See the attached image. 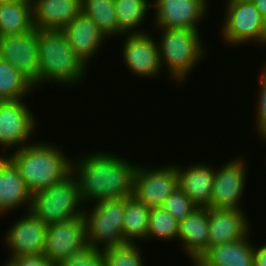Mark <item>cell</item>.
<instances>
[{
    "mask_svg": "<svg viewBox=\"0 0 266 266\" xmlns=\"http://www.w3.org/2000/svg\"><path fill=\"white\" fill-rule=\"evenodd\" d=\"M149 213L150 209L134 196L125 198L122 228L124 243H136L137 239H147Z\"/></svg>",
    "mask_w": 266,
    "mask_h": 266,
    "instance_id": "obj_24",
    "label": "cell"
},
{
    "mask_svg": "<svg viewBox=\"0 0 266 266\" xmlns=\"http://www.w3.org/2000/svg\"><path fill=\"white\" fill-rule=\"evenodd\" d=\"M25 215L21 216L5 235L4 243L11 252L7 262L17 256L44 254L48 226L30 211Z\"/></svg>",
    "mask_w": 266,
    "mask_h": 266,
    "instance_id": "obj_15",
    "label": "cell"
},
{
    "mask_svg": "<svg viewBox=\"0 0 266 266\" xmlns=\"http://www.w3.org/2000/svg\"><path fill=\"white\" fill-rule=\"evenodd\" d=\"M246 237L210 247L193 266H254V245Z\"/></svg>",
    "mask_w": 266,
    "mask_h": 266,
    "instance_id": "obj_22",
    "label": "cell"
},
{
    "mask_svg": "<svg viewBox=\"0 0 266 266\" xmlns=\"http://www.w3.org/2000/svg\"><path fill=\"white\" fill-rule=\"evenodd\" d=\"M208 249L246 237L250 223L242 209L208 208Z\"/></svg>",
    "mask_w": 266,
    "mask_h": 266,
    "instance_id": "obj_16",
    "label": "cell"
},
{
    "mask_svg": "<svg viewBox=\"0 0 266 266\" xmlns=\"http://www.w3.org/2000/svg\"><path fill=\"white\" fill-rule=\"evenodd\" d=\"M246 161L242 157L231 160L222 168H215L210 208L242 209L246 179Z\"/></svg>",
    "mask_w": 266,
    "mask_h": 266,
    "instance_id": "obj_11",
    "label": "cell"
},
{
    "mask_svg": "<svg viewBox=\"0 0 266 266\" xmlns=\"http://www.w3.org/2000/svg\"><path fill=\"white\" fill-rule=\"evenodd\" d=\"M3 266H58L44 254L23 255L11 258Z\"/></svg>",
    "mask_w": 266,
    "mask_h": 266,
    "instance_id": "obj_33",
    "label": "cell"
},
{
    "mask_svg": "<svg viewBox=\"0 0 266 266\" xmlns=\"http://www.w3.org/2000/svg\"><path fill=\"white\" fill-rule=\"evenodd\" d=\"M58 266H104L102 251L91 248L87 243L82 248L73 251Z\"/></svg>",
    "mask_w": 266,
    "mask_h": 266,
    "instance_id": "obj_31",
    "label": "cell"
},
{
    "mask_svg": "<svg viewBox=\"0 0 266 266\" xmlns=\"http://www.w3.org/2000/svg\"><path fill=\"white\" fill-rule=\"evenodd\" d=\"M86 244V221L83 215L47 227L44 255L59 264Z\"/></svg>",
    "mask_w": 266,
    "mask_h": 266,
    "instance_id": "obj_12",
    "label": "cell"
},
{
    "mask_svg": "<svg viewBox=\"0 0 266 266\" xmlns=\"http://www.w3.org/2000/svg\"><path fill=\"white\" fill-rule=\"evenodd\" d=\"M34 88L14 66L0 59V101L21 100Z\"/></svg>",
    "mask_w": 266,
    "mask_h": 266,
    "instance_id": "obj_26",
    "label": "cell"
},
{
    "mask_svg": "<svg viewBox=\"0 0 266 266\" xmlns=\"http://www.w3.org/2000/svg\"><path fill=\"white\" fill-rule=\"evenodd\" d=\"M139 249L135 243H123L101 249L104 266H144Z\"/></svg>",
    "mask_w": 266,
    "mask_h": 266,
    "instance_id": "obj_29",
    "label": "cell"
},
{
    "mask_svg": "<svg viewBox=\"0 0 266 266\" xmlns=\"http://www.w3.org/2000/svg\"><path fill=\"white\" fill-rule=\"evenodd\" d=\"M19 0H0V4H3V3H14V2H17Z\"/></svg>",
    "mask_w": 266,
    "mask_h": 266,
    "instance_id": "obj_36",
    "label": "cell"
},
{
    "mask_svg": "<svg viewBox=\"0 0 266 266\" xmlns=\"http://www.w3.org/2000/svg\"><path fill=\"white\" fill-rule=\"evenodd\" d=\"M207 2L208 0H155L151 5L156 10L155 26L199 31V22L208 12Z\"/></svg>",
    "mask_w": 266,
    "mask_h": 266,
    "instance_id": "obj_13",
    "label": "cell"
},
{
    "mask_svg": "<svg viewBox=\"0 0 266 266\" xmlns=\"http://www.w3.org/2000/svg\"><path fill=\"white\" fill-rule=\"evenodd\" d=\"M228 2V3H227ZM222 36L230 45L266 44V20L251 0H228ZM266 46V45H265Z\"/></svg>",
    "mask_w": 266,
    "mask_h": 266,
    "instance_id": "obj_7",
    "label": "cell"
},
{
    "mask_svg": "<svg viewBox=\"0 0 266 266\" xmlns=\"http://www.w3.org/2000/svg\"><path fill=\"white\" fill-rule=\"evenodd\" d=\"M254 246V266H266V244L256 247ZM258 248V249H257Z\"/></svg>",
    "mask_w": 266,
    "mask_h": 266,
    "instance_id": "obj_34",
    "label": "cell"
},
{
    "mask_svg": "<svg viewBox=\"0 0 266 266\" xmlns=\"http://www.w3.org/2000/svg\"><path fill=\"white\" fill-rule=\"evenodd\" d=\"M209 220L208 208L198 207L179 222L178 239L183 250L194 262L208 250Z\"/></svg>",
    "mask_w": 266,
    "mask_h": 266,
    "instance_id": "obj_21",
    "label": "cell"
},
{
    "mask_svg": "<svg viewBox=\"0 0 266 266\" xmlns=\"http://www.w3.org/2000/svg\"><path fill=\"white\" fill-rule=\"evenodd\" d=\"M34 28L63 30L81 11L82 0H31Z\"/></svg>",
    "mask_w": 266,
    "mask_h": 266,
    "instance_id": "obj_17",
    "label": "cell"
},
{
    "mask_svg": "<svg viewBox=\"0 0 266 266\" xmlns=\"http://www.w3.org/2000/svg\"><path fill=\"white\" fill-rule=\"evenodd\" d=\"M93 208L91 212L84 211L90 247L101 250L123 244L125 198L99 201Z\"/></svg>",
    "mask_w": 266,
    "mask_h": 266,
    "instance_id": "obj_6",
    "label": "cell"
},
{
    "mask_svg": "<svg viewBox=\"0 0 266 266\" xmlns=\"http://www.w3.org/2000/svg\"><path fill=\"white\" fill-rule=\"evenodd\" d=\"M31 196L18 168L8 155H0V215L23 205L29 211Z\"/></svg>",
    "mask_w": 266,
    "mask_h": 266,
    "instance_id": "obj_19",
    "label": "cell"
},
{
    "mask_svg": "<svg viewBox=\"0 0 266 266\" xmlns=\"http://www.w3.org/2000/svg\"><path fill=\"white\" fill-rule=\"evenodd\" d=\"M82 12L91 17L107 39L119 35L114 0H82Z\"/></svg>",
    "mask_w": 266,
    "mask_h": 266,
    "instance_id": "obj_27",
    "label": "cell"
},
{
    "mask_svg": "<svg viewBox=\"0 0 266 266\" xmlns=\"http://www.w3.org/2000/svg\"><path fill=\"white\" fill-rule=\"evenodd\" d=\"M75 54L86 64L94 57L106 36L98 25L84 12H80L64 29ZM88 62V63H87Z\"/></svg>",
    "mask_w": 266,
    "mask_h": 266,
    "instance_id": "obj_18",
    "label": "cell"
},
{
    "mask_svg": "<svg viewBox=\"0 0 266 266\" xmlns=\"http://www.w3.org/2000/svg\"><path fill=\"white\" fill-rule=\"evenodd\" d=\"M256 9L261 13V15L266 19V0H251Z\"/></svg>",
    "mask_w": 266,
    "mask_h": 266,
    "instance_id": "obj_35",
    "label": "cell"
},
{
    "mask_svg": "<svg viewBox=\"0 0 266 266\" xmlns=\"http://www.w3.org/2000/svg\"><path fill=\"white\" fill-rule=\"evenodd\" d=\"M158 29L162 31L160 42L157 40L161 68L165 64L171 78L181 83L204 57L201 33L181 28Z\"/></svg>",
    "mask_w": 266,
    "mask_h": 266,
    "instance_id": "obj_5",
    "label": "cell"
},
{
    "mask_svg": "<svg viewBox=\"0 0 266 266\" xmlns=\"http://www.w3.org/2000/svg\"><path fill=\"white\" fill-rule=\"evenodd\" d=\"M83 203L77 179L70 173L60 182L32 194L29 211L49 226L83 216Z\"/></svg>",
    "mask_w": 266,
    "mask_h": 266,
    "instance_id": "obj_4",
    "label": "cell"
},
{
    "mask_svg": "<svg viewBox=\"0 0 266 266\" xmlns=\"http://www.w3.org/2000/svg\"><path fill=\"white\" fill-rule=\"evenodd\" d=\"M123 44V62L130 72L139 77H156L161 72L159 47L146 31L128 34Z\"/></svg>",
    "mask_w": 266,
    "mask_h": 266,
    "instance_id": "obj_14",
    "label": "cell"
},
{
    "mask_svg": "<svg viewBox=\"0 0 266 266\" xmlns=\"http://www.w3.org/2000/svg\"><path fill=\"white\" fill-rule=\"evenodd\" d=\"M262 75L260 77V95L258 96V104L256 110V130L262 139H266V64L263 65Z\"/></svg>",
    "mask_w": 266,
    "mask_h": 266,
    "instance_id": "obj_32",
    "label": "cell"
},
{
    "mask_svg": "<svg viewBox=\"0 0 266 266\" xmlns=\"http://www.w3.org/2000/svg\"><path fill=\"white\" fill-rule=\"evenodd\" d=\"M179 221L162 207L152 208L149 213L148 233L149 237L167 241L178 238Z\"/></svg>",
    "mask_w": 266,
    "mask_h": 266,
    "instance_id": "obj_28",
    "label": "cell"
},
{
    "mask_svg": "<svg viewBox=\"0 0 266 266\" xmlns=\"http://www.w3.org/2000/svg\"><path fill=\"white\" fill-rule=\"evenodd\" d=\"M33 29L31 0L0 4V36L23 34Z\"/></svg>",
    "mask_w": 266,
    "mask_h": 266,
    "instance_id": "obj_23",
    "label": "cell"
},
{
    "mask_svg": "<svg viewBox=\"0 0 266 266\" xmlns=\"http://www.w3.org/2000/svg\"><path fill=\"white\" fill-rule=\"evenodd\" d=\"M172 165L151 169L138 165L133 196L149 209L162 207L166 198L178 187L177 168Z\"/></svg>",
    "mask_w": 266,
    "mask_h": 266,
    "instance_id": "obj_8",
    "label": "cell"
},
{
    "mask_svg": "<svg viewBox=\"0 0 266 266\" xmlns=\"http://www.w3.org/2000/svg\"><path fill=\"white\" fill-rule=\"evenodd\" d=\"M37 39L39 86L47 81L48 84L55 82L58 85L72 86L83 80L87 66L75 54L63 30L37 29Z\"/></svg>",
    "mask_w": 266,
    "mask_h": 266,
    "instance_id": "obj_3",
    "label": "cell"
},
{
    "mask_svg": "<svg viewBox=\"0 0 266 266\" xmlns=\"http://www.w3.org/2000/svg\"><path fill=\"white\" fill-rule=\"evenodd\" d=\"M114 1L115 13L119 26V35L144 33L142 32L143 30L138 31L137 27L144 22V19L146 18L145 16H147L146 14L148 13L149 9L152 8V4L147 0ZM134 29H136V31Z\"/></svg>",
    "mask_w": 266,
    "mask_h": 266,
    "instance_id": "obj_25",
    "label": "cell"
},
{
    "mask_svg": "<svg viewBox=\"0 0 266 266\" xmlns=\"http://www.w3.org/2000/svg\"><path fill=\"white\" fill-rule=\"evenodd\" d=\"M162 208L180 222L198 208V206L195 205L179 187H177L166 198Z\"/></svg>",
    "mask_w": 266,
    "mask_h": 266,
    "instance_id": "obj_30",
    "label": "cell"
},
{
    "mask_svg": "<svg viewBox=\"0 0 266 266\" xmlns=\"http://www.w3.org/2000/svg\"><path fill=\"white\" fill-rule=\"evenodd\" d=\"M0 59L14 66L34 87L39 86V55L37 29L0 36Z\"/></svg>",
    "mask_w": 266,
    "mask_h": 266,
    "instance_id": "obj_9",
    "label": "cell"
},
{
    "mask_svg": "<svg viewBox=\"0 0 266 266\" xmlns=\"http://www.w3.org/2000/svg\"><path fill=\"white\" fill-rule=\"evenodd\" d=\"M137 166L118 155L98 151L71 161V173L77 179L83 202L88 205L133 196Z\"/></svg>",
    "mask_w": 266,
    "mask_h": 266,
    "instance_id": "obj_1",
    "label": "cell"
},
{
    "mask_svg": "<svg viewBox=\"0 0 266 266\" xmlns=\"http://www.w3.org/2000/svg\"><path fill=\"white\" fill-rule=\"evenodd\" d=\"M38 143V144H37ZM28 144L8 157L18 168L31 194L44 190L71 173V159L62 149L45 142Z\"/></svg>",
    "mask_w": 266,
    "mask_h": 266,
    "instance_id": "obj_2",
    "label": "cell"
},
{
    "mask_svg": "<svg viewBox=\"0 0 266 266\" xmlns=\"http://www.w3.org/2000/svg\"><path fill=\"white\" fill-rule=\"evenodd\" d=\"M22 100L0 101V145L5 150L31 144L27 140L36 131L35 116Z\"/></svg>",
    "mask_w": 266,
    "mask_h": 266,
    "instance_id": "obj_10",
    "label": "cell"
},
{
    "mask_svg": "<svg viewBox=\"0 0 266 266\" xmlns=\"http://www.w3.org/2000/svg\"><path fill=\"white\" fill-rule=\"evenodd\" d=\"M177 168L178 187L198 207L210 208L212 189L214 184L215 167L208 164H195L186 169Z\"/></svg>",
    "mask_w": 266,
    "mask_h": 266,
    "instance_id": "obj_20",
    "label": "cell"
}]
</instances>
